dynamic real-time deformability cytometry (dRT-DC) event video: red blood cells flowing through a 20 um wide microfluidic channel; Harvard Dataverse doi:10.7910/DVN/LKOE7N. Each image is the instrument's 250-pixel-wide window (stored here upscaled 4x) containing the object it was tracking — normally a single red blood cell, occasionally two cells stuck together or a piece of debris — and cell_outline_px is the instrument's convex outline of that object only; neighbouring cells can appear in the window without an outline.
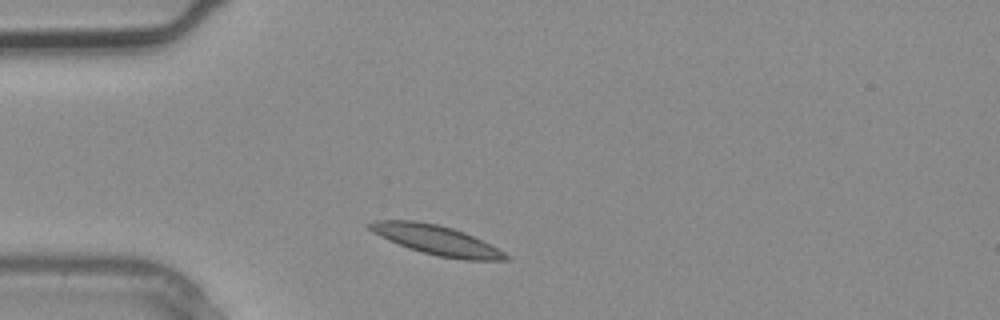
{"species": "common noctule bat (a hibernating species)", "species_latin": "Nyctalus noctula", "temperature_condition": "warm", "stored_images_in_passage": 1, "camera_frame_rate_fps": 3000, "um_per_image_px": 0.085, "animal": {"sex": "male", "body_mass_g": 20.4}, "frame": {"image": 1, "passage_image": 1, "time_ms": 0.0, "image_size_px": [1000, 320], "cell_outline_px": [[512, 260], [464, 260], [436, 256], [408, 248], [388, 240], [372, 232], [364, 224], [376, 220], [416, 220], [436, 224], [452, 228], [464, 232], [504, 252]], "centroid_in_image_um": [37.04, 20.4], "position_along_channel_um": 48.0, "area_um2": 23.35}}